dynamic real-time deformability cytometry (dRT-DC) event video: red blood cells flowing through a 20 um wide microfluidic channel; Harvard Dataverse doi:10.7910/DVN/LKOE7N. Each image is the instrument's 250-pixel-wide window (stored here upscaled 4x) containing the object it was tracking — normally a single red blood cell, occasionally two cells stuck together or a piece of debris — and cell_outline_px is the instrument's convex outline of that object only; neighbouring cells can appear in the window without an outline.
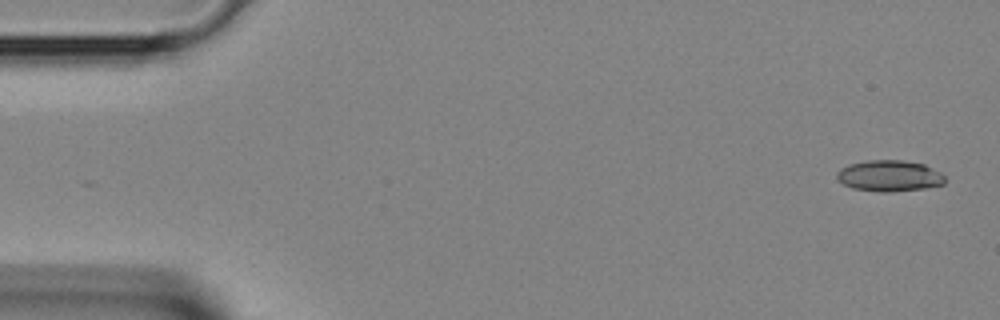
{"species": "Egyptian fruit bat (a non-hibernating species)", "species_latin": "Rousettus aegyptiacus", "temperature_condition": "room temperature", "stored_images_in_passage": 3, "camera_frame_rate_fps": 3000, "um_per_image_px": 0.085, "animal": {"sex": "female"}, "frame": {"image": 1, "passage_image": 1, "time_ms": 0.0, "image_size_px": [1000, 320], "cell_outline_px": [[944, 184], [924, 188], [888, 192], [880, 192], [852, 188], [836, 180], [836, 172], [840, 168], [848, 164], [868, 160], [904, 160], [924, 164], [940, 172], [944, 176]], "centroid_in_image_um": [75.55, 14.94], "position_along_channel_um": 9.4, "area_um2": 19.71}}
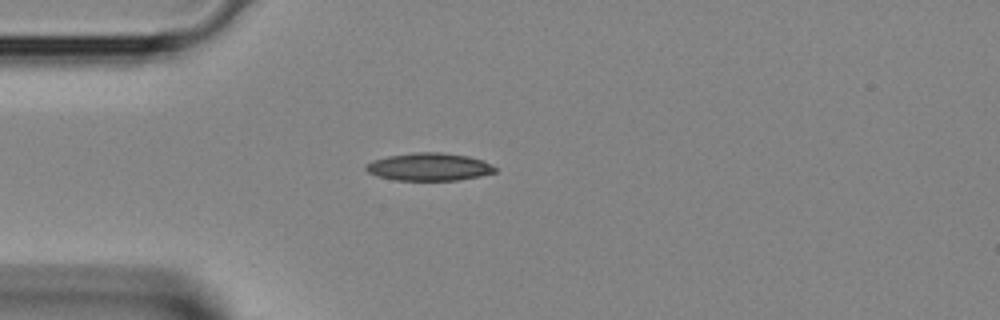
{"frame": {"image": 2, "passage_image": 3, "time_ms": 0.667, "image_size_px": [1000, 320], "cell_outline_px": [[496, 172], [480, 176], [456, 180], [396, 180], [376, 176], [368, 172], [364, 168], [364, 164], [372, 160], [388, 156], [416, 152], [444, 152], [468, 156], [484, 160], [496, 168]], "centroid_in_image_um": [36.45, 14.17], "position_along_channel_um": 48.5, "area_um2": 20.98}}